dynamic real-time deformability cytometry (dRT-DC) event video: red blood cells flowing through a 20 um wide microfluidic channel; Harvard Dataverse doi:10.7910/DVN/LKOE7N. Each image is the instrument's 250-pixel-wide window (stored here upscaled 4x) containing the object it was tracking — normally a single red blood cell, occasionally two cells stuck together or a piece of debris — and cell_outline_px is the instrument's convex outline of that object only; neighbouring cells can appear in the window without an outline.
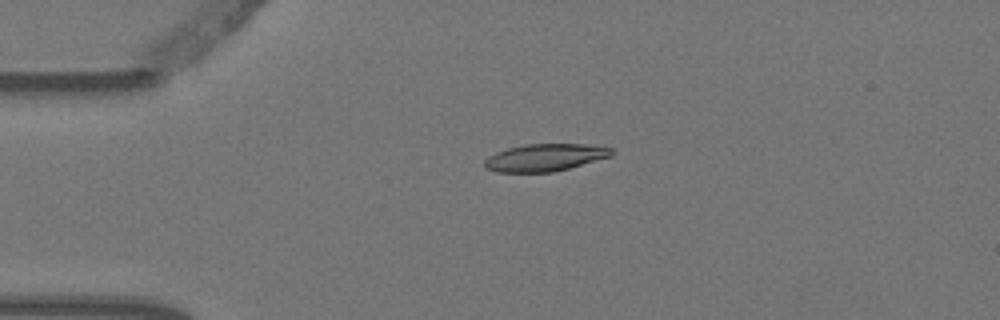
{"species": "Egyptian fruit bat (a non-hibernating species)", "species_latin": "Rousettus aegyptiacus", "temperature_condition": "warm", "stored_images_in_passage": 4, "camera_frame_rate_fps": 3000, "um_per_image_px": 0.085, "animal": {"sex": "female"}, "frame": {"image": 1, "passage_image": 3, "time_ms": 0.667, "image_size_px": [1000, 320], "cell_outline_px": [[616, 152], [612, 156], [568, 168], [552, 172], [496, 172], [488, 168], [484, 164], [484, 160], [488, 156], [496, 152], [508, 148], [524, 144], [584, 144], [612, 148]], "centroid_in_image_um": [46.34, 13.38], "position_along_channel_um": 38.7, "area_um2": 20.17}}